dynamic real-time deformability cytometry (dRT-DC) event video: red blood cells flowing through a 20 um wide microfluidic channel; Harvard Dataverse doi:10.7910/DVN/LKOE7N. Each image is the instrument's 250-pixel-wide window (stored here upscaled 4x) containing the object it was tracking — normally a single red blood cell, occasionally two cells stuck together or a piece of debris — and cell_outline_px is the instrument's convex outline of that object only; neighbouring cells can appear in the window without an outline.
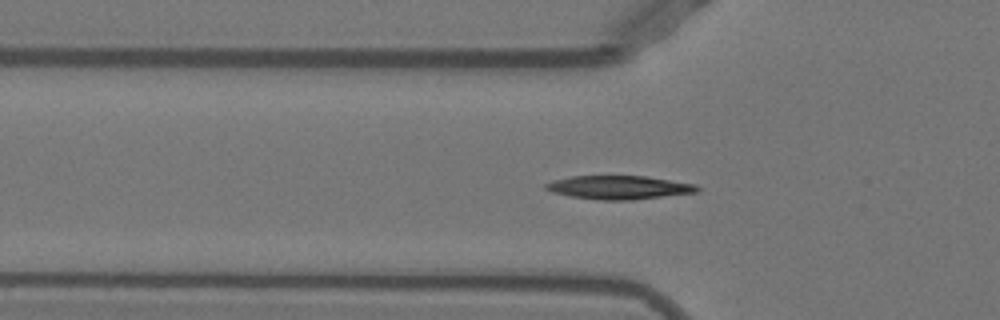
{"species": "Egyptian fruit bat (a non-hibernating species)", "species_latin": "Rousettus aegyptiacus", "temperature_condition": "warm", "stored_images_in_passage": 50, "camera_frame_rate_fps": 3000, "um_per_image_px": 0.085, "animal": {"sex": "female"}, "frame": {"image": 1, "passage_image": 15, "time_ms": 4.667, "image_size_px": [1000, 320], "cell_outline_px": [[700, 188], [696, 192], [632, 200], [600, 200], [572, 196], [552, 192], [544, 188], [544, 184], [552, 180], [572, 176], [644, 176], [696, 184]], "centroid_in_image_um": [52.58, 15.93], "position_along_channel_um": 73.2, "area_um2": 20.63}}
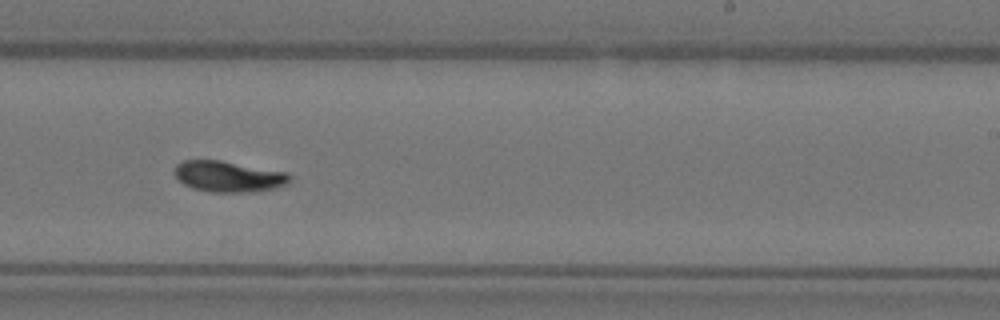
{"frame": {"image": 2, "passage_image": 30, "time_ms": 9.667, "image_size_px": [1000, 320], "cell_outline_px": [[292, 180], [288, 184], [276, 188], [256, 192], [212, 192], [192, 188], [184, 184], [172, 172], [176, 164], [184, 160], [220, 160], [288, 172], [292, 176]], "centroid_in_image_um": [19.46, 15.0], "position_along_channel_um": 269.5, "area_um2": 21.1}}
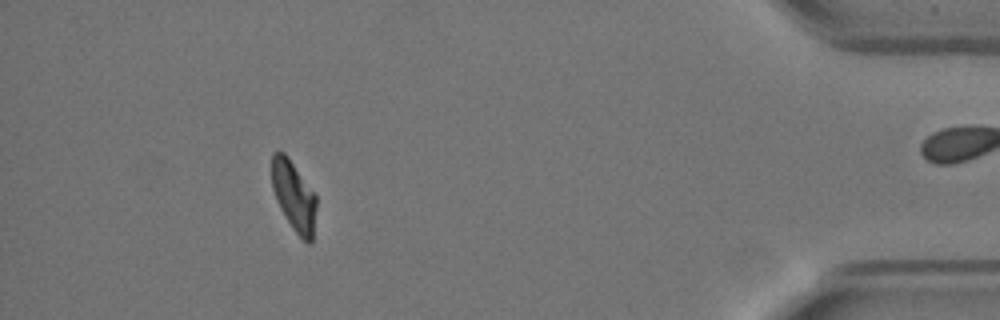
{"frame": {"image": 3, "passage_image": 45, "time_ms": 14.667, "image_size_px": [1000, 320], "cell_outline_px": [[316, 208], [312, 244], [308, 244], [296, 232], [280, 208], [276, 200], [272, 188], [272, 152], [284, 152], [288, 156], [316, 196]], "centroid_in_image_um": [24.97, 16.65], "position_along_channel_um": 410.2, "area_um2": 17.92}, "authors_computed_cell_mechanics": {"area_um2": 19.9121, "velocity_mm_per_s": 3.9167, "shape_relaxation_time_tau1_ms": 4.1136, "shape_relaxation_time_tau2_ms": null, "deformation_change_tau1": 0.1847, "deformation_change_tau2": null}}